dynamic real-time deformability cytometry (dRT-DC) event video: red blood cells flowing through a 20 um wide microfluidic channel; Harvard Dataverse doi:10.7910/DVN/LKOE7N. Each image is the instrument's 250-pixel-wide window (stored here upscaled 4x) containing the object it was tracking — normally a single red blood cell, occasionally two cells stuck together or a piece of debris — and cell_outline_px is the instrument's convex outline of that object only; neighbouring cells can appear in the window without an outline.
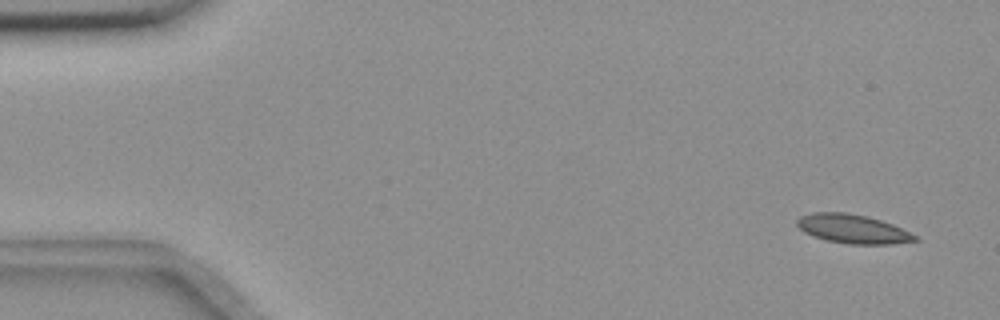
{"species": "common noctule bat (a hibernating species)", "species_latin": "Nyctalus noctula", "temperature_condition": "room temperature", "stored_images_in_passage": 55, "camera_frame_rate_fps": 3000, "um_per_image_px": 0.085, "animal": {"sex": "female", "body_mass_g": 18.4}, "frame": {"image": 1, "passage_image": 3, "time_ms": 0.667, "image_size_px": [1000, 320], "cell_outline_px": [[920, 240], [892, 244], [848, 244], [828, 240], [812, 236], [804, 232], [796, 224], [796, 220], [800, 216], [812, 212], [844, 212], [868, 216], [892, 224], [916, 236]], "centroid_in_image_um": [72.45, 19.45], "position_along_channel_um": 12.5, "area_um2": 19.83}}
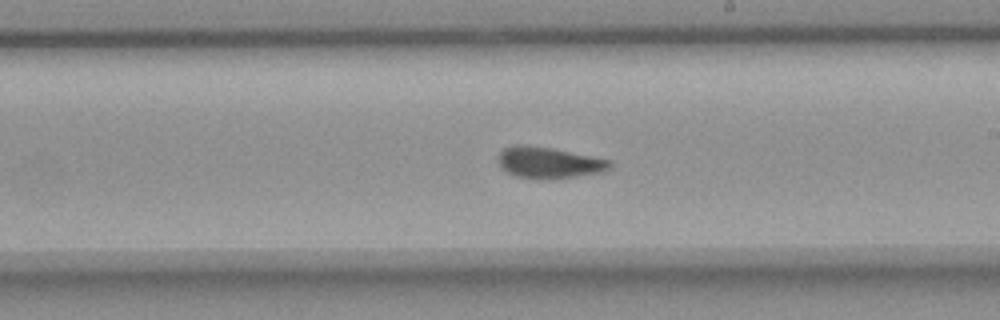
{"frame": {"image": 2, "passage_image": 32, "time_ms": 10.333, "image_size_px": [1000, 320], "cell_outline_px": [[612, 168], [604, 172], [572, 176], [516, 176], [500, 168], [496, 160], [500, 152], [504, 148], [512, 144], [528, 144], [552, 148], [612, 160]], "centroid_in_image_um": [46.64, 13.76], "position_along_channel_um": 242.4, "area_um2": 19.88}}
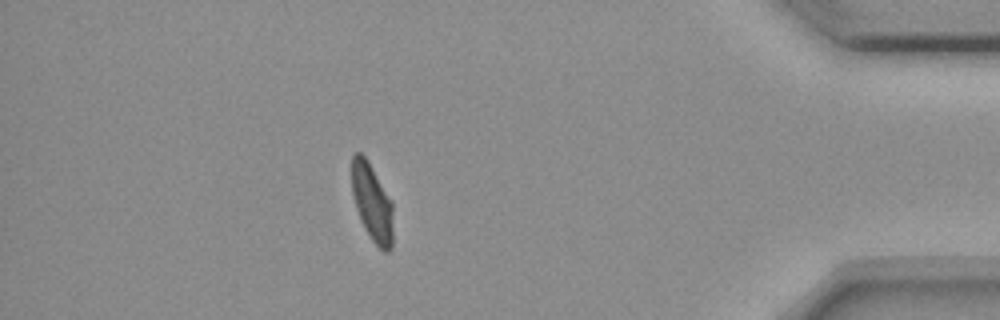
{"frame": {"image": 3, "passage_image": 49, "time_ms": 16.0, "image_size_px": [1000, 320], "cell_outline_px": [[392, 248], [388, 252], [384, 252], [372, 240], [364, 228], [356, 208], [352, 192], [352, 156], [356, 152], [360, 152], [368, 160], [392, 200]], "centroid_in_image_um": [31.63, 17.21], "position_along_channel_um": 403.6, "area_um2": 18.67}, "authors_computed_cell_mechanics": {"area_um2": 20.1722, "velocity_mm_per_s": 3.6388, "shape_relaxation_time_tau1_ms": 5.591, "shape_relaxation_time_tau2_ms": 0.7438, "deformation_change_tau1": 0.1516, "deformation_change_tau2": 0.0765}}